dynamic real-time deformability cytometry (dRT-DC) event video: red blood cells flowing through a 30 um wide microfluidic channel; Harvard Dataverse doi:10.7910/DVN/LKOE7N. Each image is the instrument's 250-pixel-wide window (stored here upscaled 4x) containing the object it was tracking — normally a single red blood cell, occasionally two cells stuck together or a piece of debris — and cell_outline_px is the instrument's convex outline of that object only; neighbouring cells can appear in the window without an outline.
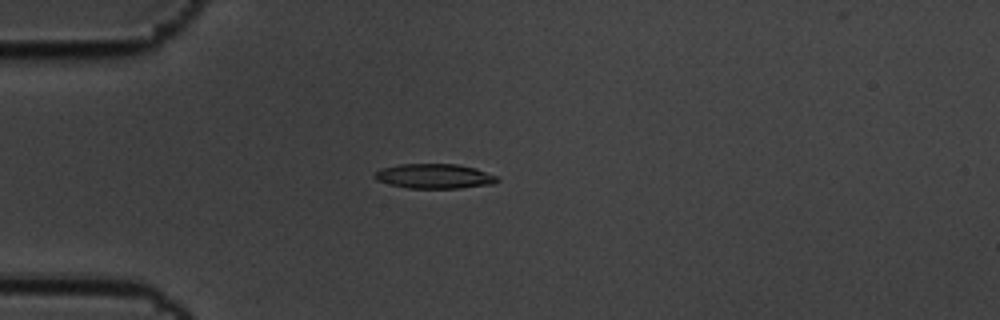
{"species": "common noctule bat (a hibernating species)", "species_latin": "Nyctalus noctula", "temperature_condition": "cold", "stored_images_in_passage": 9, "camera_frame_rate_fps": 3000, "um_per_image_px": 0.085, "animal": {"sex": "male", "body_mass_g": 19.5, "forearm_length_mm": 54.6}, "frame": {"image": 1, "passage_image": 4, "time_ms": 1.0, "image_size_px": [1000, 320], "cell_outline_px": [[500, 180], [492, 184], [460, 188], [408, 188], [388, 184], [376, 180], [372, 176], [376, 172], [384, 168], [400, 164], [456, 164], [476, 168], [496, 176]], "centroid_in_image_um": [36.92, 14.98], "position_along_channel_um": 48.1, "area_um2": 17.57}}
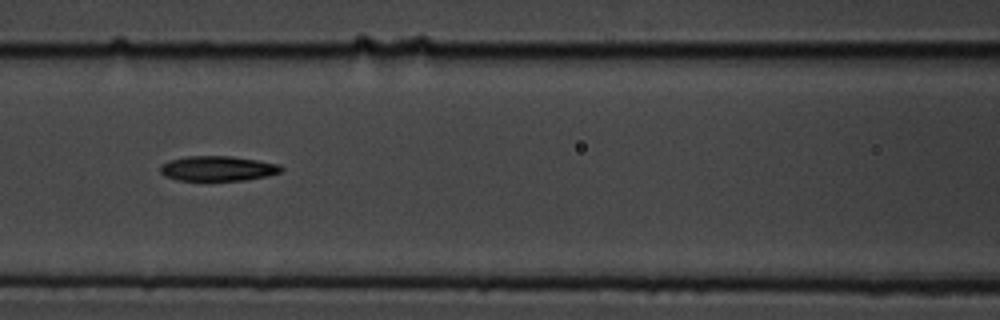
{"frame": {"image": 2, "passage_image": 7, "time_ms": 2.0, "image_size_px": [1000, 320], "cell_outline_px": [[284, 168], [280, 172], [264, 176], [244, 180], [176, 180], [164, 176], [160, 172], [160, 164], [168, 160], [184, 156], [232, 156], [280, 164]], "centroid_in_image_um": [18.45, 14.31], "position_along_channel_um": 148.2, "area_um2": 17.63}}
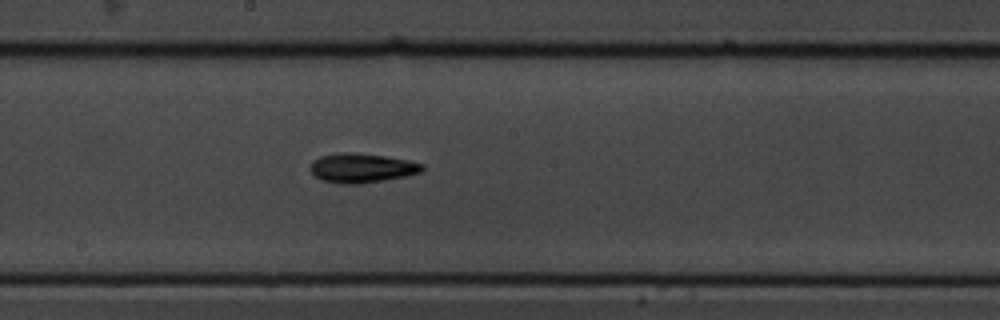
{"frame": {"image": 3, "passage_image": 9, "time_ms": 2.667, "image_size_px": [1000, 320], "cell_outline_px": [[424, 168], [420, 172], [404, 176], [384, 180], [360, 184], [340, 184], [320, 180], [308, 168], [312, 160], [320, 156], [344, 152], [384, 156], [408, 160], [424, 164]], "centroid_in_image_um": [30.7, 14.29], "position_along_channel_um": 217.5, "area_um2": 19.07}}